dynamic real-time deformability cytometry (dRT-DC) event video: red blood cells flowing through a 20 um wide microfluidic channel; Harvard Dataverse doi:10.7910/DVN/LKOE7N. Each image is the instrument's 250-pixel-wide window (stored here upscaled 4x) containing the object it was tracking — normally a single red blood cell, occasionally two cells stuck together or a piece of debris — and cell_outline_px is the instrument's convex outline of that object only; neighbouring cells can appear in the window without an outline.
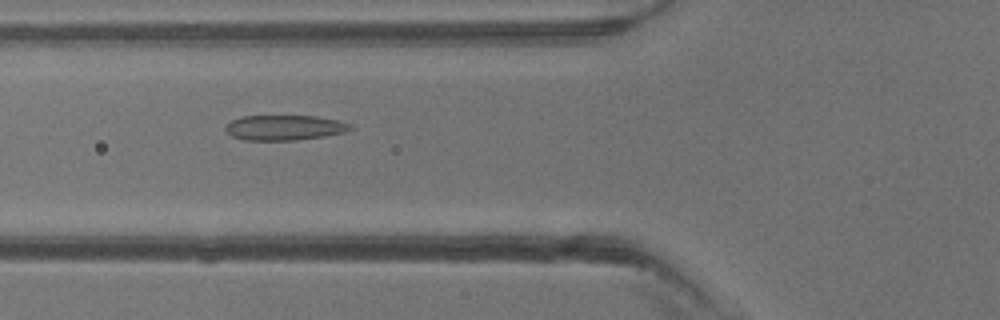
{"species": "common noctule bat (a hibernating species)", "species_latin": "Nyctalus noctula", "temperature_condition": "warm", "stored_images_in_passage": 3, "camera_frame_rate_fps": 3000, "um_per_image_px": 0.085, "animal": {"sex": "male", "body_mass_g": 13.3}, "frame": {"image": 1, "passage_image": 3, "time_ms": 2.333, "image_size_px": [1000, 320], "cell_outline_px": [[356, 128], [344, 132], [324, 136], [296, 140], [244, 140], [232, 136], [224, 128], [232, 120], [240, 116], [316, 116], [336, 120], [352, 124]], "centroid_in_image_um": [24.2, 10.85], "position_along_channel_um": 101.6, "area_um2": 18.26}}